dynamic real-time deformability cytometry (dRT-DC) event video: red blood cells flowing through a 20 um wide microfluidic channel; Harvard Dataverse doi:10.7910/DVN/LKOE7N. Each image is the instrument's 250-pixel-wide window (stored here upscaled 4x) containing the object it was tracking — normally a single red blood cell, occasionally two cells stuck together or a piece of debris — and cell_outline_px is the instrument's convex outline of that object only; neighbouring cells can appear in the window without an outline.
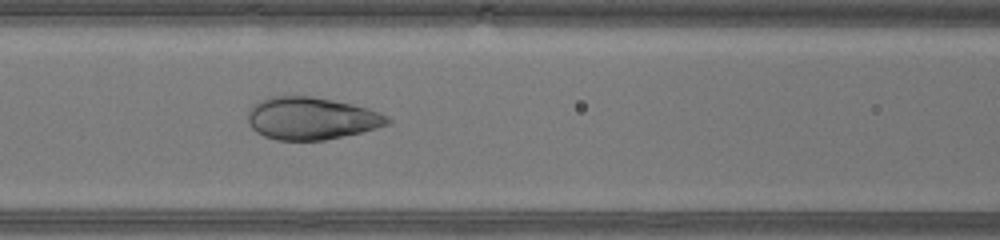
{"species": "human", "species_latin": "Homo sapiens", "temperature_condition": "warm", "stored_images_in_passage": 31, "camera_frame_rate_fps": 3000, "um_per_image_px": 0.085, "donor": {"sex": "male"}, "frame": {"image": 1, "passage_image": 6, "time_ms": 1.667, "image_size_px": [1000, 240], "cell_outline_px": [[392, 124], [360, 132], [324, 140], [276, 140], [264, 136], [256, 132], [248, 124], [248, 112], [252, 104], [268, 96], [312, 96], [352, 104], [368, 108], [380, 112], [388, 116], [392, 120]], "centroid_in_image_um": [26.46, 10.05], "position_along_channel_um": 140.1, "area_um2": 34.74}}
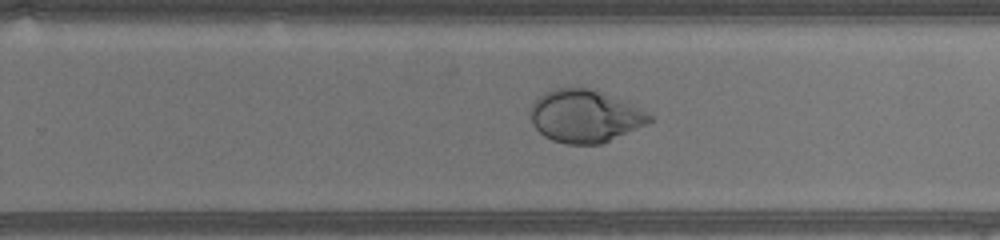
{"frame": {"image": 2, "passage_image": 15, "time_ms": 4.667, "image_size_px": [1000, 240], "cell_outline_px": [[656, 120], [648, 124], [600, 144], [568, 144], [552, 140], [544, 136], [532, 124], [528, 116], [528, 108], [544, 92], [556, 88], [588, 88], [600, 92], [620, 100], [652, 116]], "centroid_in_image_um": [49.65, 9.89], "position_along_channel_um": 280.1, "area_um2": 36.18}}
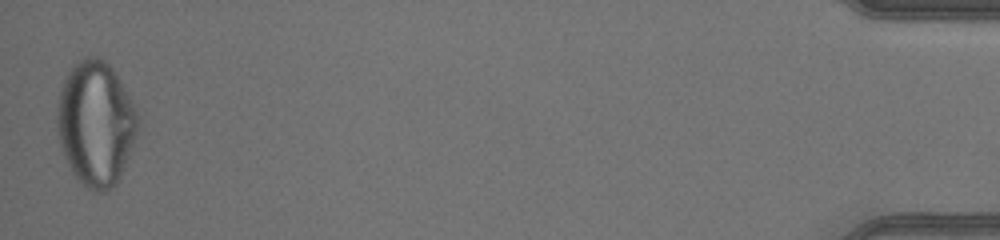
{"frame": {"image": 3, "passage_image": 31, "time_ms": 10.0, "image_size_px": [1000, 240], "cell_outline_px": [[136, 136], [120, 180], [108, 192], [92, 192], [72, 172], [68, 164], [60, 144], [56, 124], [56, 108], [60, 92], [64, 80], [68, 72], [84, 56], [100, 56], [112, 68], [120, 80], [136, 112]], "centroid_in_image_um": [8.12, 10.52], "position_along_channel_um": 427.1, "area_um2": 58.32}}